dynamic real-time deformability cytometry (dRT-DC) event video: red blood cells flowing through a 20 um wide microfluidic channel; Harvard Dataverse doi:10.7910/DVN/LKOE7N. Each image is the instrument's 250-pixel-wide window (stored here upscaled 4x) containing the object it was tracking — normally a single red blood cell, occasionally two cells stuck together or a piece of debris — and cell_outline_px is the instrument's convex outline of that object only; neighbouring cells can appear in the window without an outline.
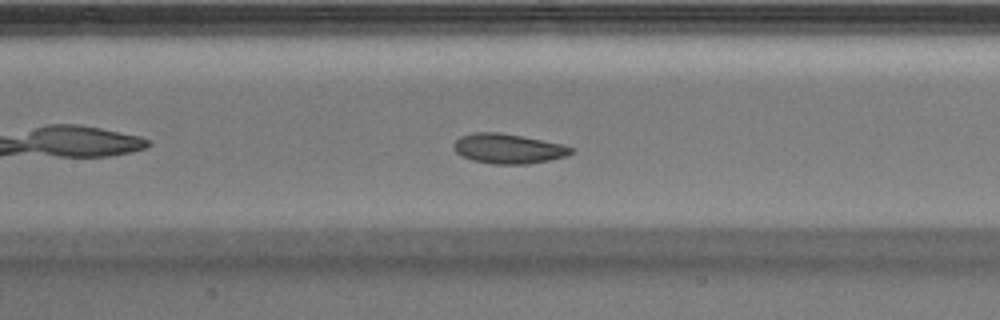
{"species": "Egyptian fruit bat (a non-hibernating species)", "species_latin": "Rousettus aegyptiacus", "temperature_condition": "warm", "stored_images_in_passage": 39, "camera_frame_rate_fps": 3000, "um_per_image_px": 0.085, "animal": {"sex": "male"}, "frame": {"image": 1, "passage_image": 12, "time_ms": 3.667, "image_size_px": [1000, 320], "cell_outline_px": [[572, 152], [568, 156], [552, 160], [528, 164], [492, 164], [472, 160], [460, 156], [452, 148], [452, 144], [460, 136], [476, 132], [500, 132], [560, 144], [572, 148]], "centroid_in_image_um": [43.14, 12.65], "position_along_channel_um": 164.3, "area_um2": 20.4}, "authors_computed_cell_mechanics": {"area_um2": 21.0392, "velocity_mm_per_s": 3.9144, "shape_relaxation_time_tau1_ms": 1.8523, "shape_relaxation_time_tau2_ms": 6.3042, "deformation_change_tau1": 0.0792, "deformation_change_tau2": 0.1445}}